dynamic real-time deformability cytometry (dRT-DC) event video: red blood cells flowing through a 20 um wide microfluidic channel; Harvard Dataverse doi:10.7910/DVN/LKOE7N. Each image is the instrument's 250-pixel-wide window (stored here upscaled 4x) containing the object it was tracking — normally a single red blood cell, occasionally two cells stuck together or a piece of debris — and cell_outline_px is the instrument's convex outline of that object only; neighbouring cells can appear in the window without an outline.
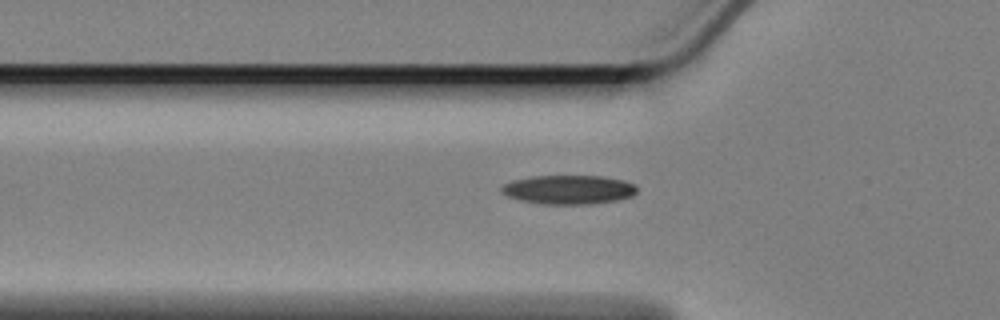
{"species": "Egyptian fruit bat (a non-hibernating species)", "species_latin": "Rousettus aegyptiacus", "temperature_condition": "cold", "stored_images_in_passage": 48, "camera_frame_rate_fps": 3000, "um_per_image_px": 0.085, "animal": {"sex": "female"}, "frame": {"image": 1, "passage_image": 14, "time_ms": 4.333, "image_size_px": [1000, 320], "cell_outline_px": [[636, 192], [632, 196], [616, 200], [592, 204], [540, 204], [520, 200], [508, 196], [500, 192], [500, 188], [504, 184], [512, 180], [532, 176], [600, 176], [624, 180], [636, 184]], "centroid_in_image_um": [48.32, 16.12], "position_along_channel_um": 77.5, "area_um2": 23.0}}
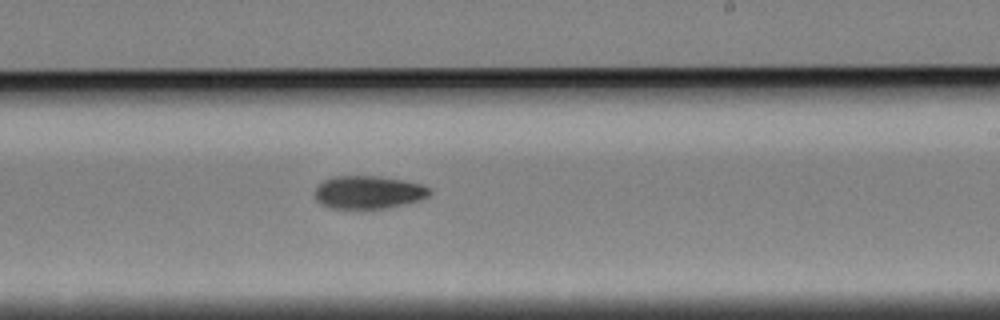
{"frame": {"image": 2, "passage_image": 30, "time_ms": 9.667, "image_size_px": [1000, 320], "cell_outline_px": [[432, 192], [428, 196], [420, 200], [404, 204], [384, 208], [332, 208], [320, 204], [316, 200], [316, 188], [324, 180], [332, 176], [376, 176], [404, 180], [420, 184], [428, 188]], "centroid_in_image_um": [31.31, 16.34], "position_along_channel_um": 257.7, "area_um2": 21.85}}
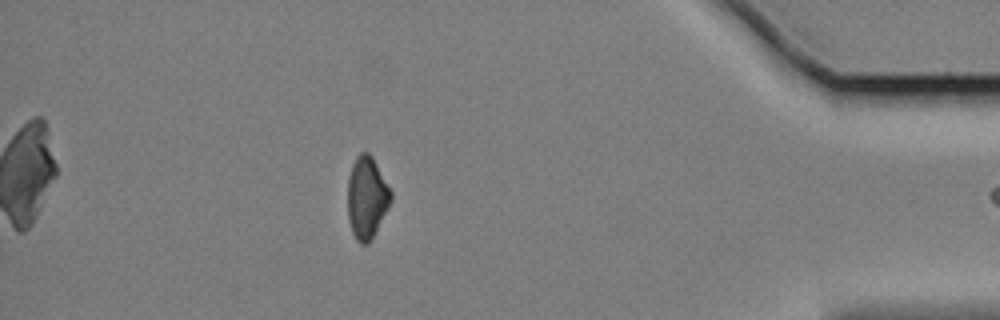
{"frame": {"image": 3, "passage_image": 47, "time_ms": 15.333, "image_size_px": [1000, 320], "cell_outline_px": [[392, 200], [388, 208], [368, 244], [360, 244], [356, 240], [352, 232], [348, 220], [348, 176], [352, 164], [356, 156], [360, 152], [368, 152], [372, 156], [392, 192]], "centroid_in_image_um": [31.16, 16.78], "position_along_channel_um": 404.0, "area_um2": 20.63}}